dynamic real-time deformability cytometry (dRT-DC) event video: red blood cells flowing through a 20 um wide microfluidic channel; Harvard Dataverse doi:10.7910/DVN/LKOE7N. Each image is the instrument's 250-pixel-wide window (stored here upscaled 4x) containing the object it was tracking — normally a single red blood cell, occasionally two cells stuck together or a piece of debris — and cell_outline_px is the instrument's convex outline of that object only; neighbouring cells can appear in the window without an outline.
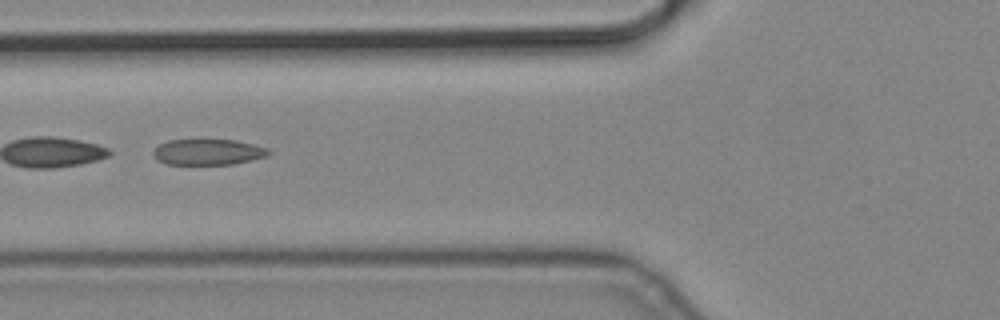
{"species": "common noctule bat (a hibernating species)", "species_latin": "Nyctalus noctula", "temperature_condition": "cold", "stored_images_in_passage": 6, "camera_frame_rate_fps": 3000, "um_per_image_px": 0.085, "animal": {"sex": "male", "body_mass_g": 19.2, "forearm_length_mm": 51.8}, "frame": {"image": 1, "passage_image": 2, "time_ms": 0.333, "image_size_px": [1000, 320], "cell_outline_px": [[272, 152], [268, 156], [252, 160], [232, 164], [168, 164], [156, 160], [152, 152], [160, 144], [168, 140], [236, 140], [268, 148]], "centroid_in_image_um": [17.7, 12.92], "position_along_channel_um": 108.1, "area_um2": 17.34}}
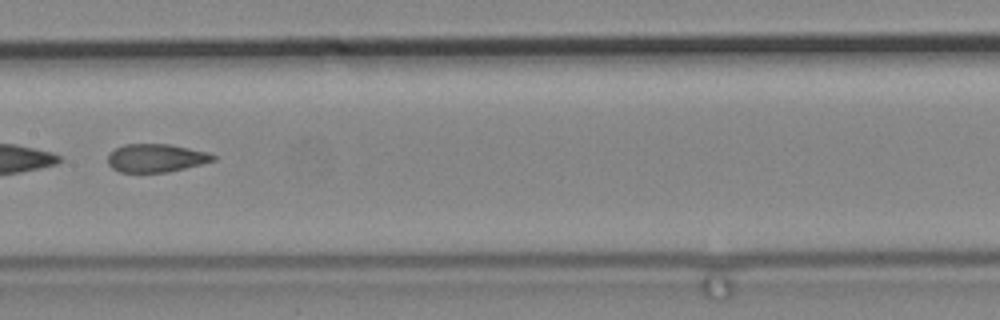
{"frame": {"image": 2, "passage_image": 4, "time_ms": 1.0, "image_size_px": [1000, 320], "cell_outline_px": [[216, 160], [168, 172], [120, 172], [112, 168], [108, 164], [108, 156], [116, 148], [124, 144], [168, 144], [208, 152], [216, 156]], "centroid_in_image_um": [13.26, 13.43], "position_along_channel_um": 194.1, "area_um2": 17.17}}
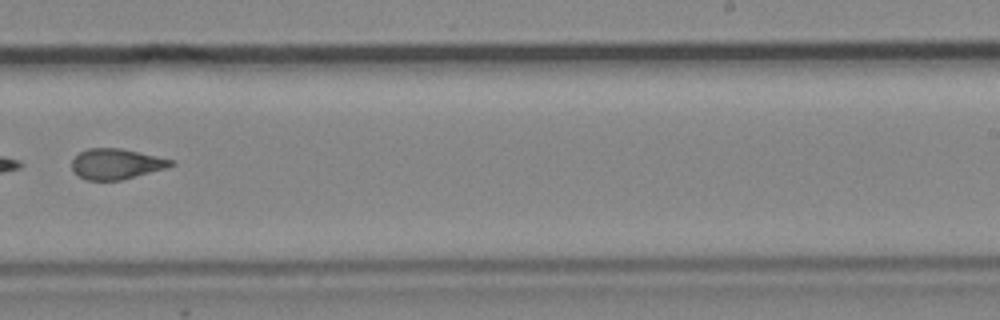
{"frame": {"image": 3, "passage_image": 6, "time_ms": 1.667, "image_size_px": [1000, 320], "cell_outline_px": [[176, 164], [164, 168], [120, 180], [88, 180], [80, 176], [72, 168], [72, 160], [80, 152], [88, 148], [120, 148], [176, 160]], "centroid_in_image_um": [9.9, 13.92], "position_along_channel_um": 279.1, "area_um2": 17.34}}